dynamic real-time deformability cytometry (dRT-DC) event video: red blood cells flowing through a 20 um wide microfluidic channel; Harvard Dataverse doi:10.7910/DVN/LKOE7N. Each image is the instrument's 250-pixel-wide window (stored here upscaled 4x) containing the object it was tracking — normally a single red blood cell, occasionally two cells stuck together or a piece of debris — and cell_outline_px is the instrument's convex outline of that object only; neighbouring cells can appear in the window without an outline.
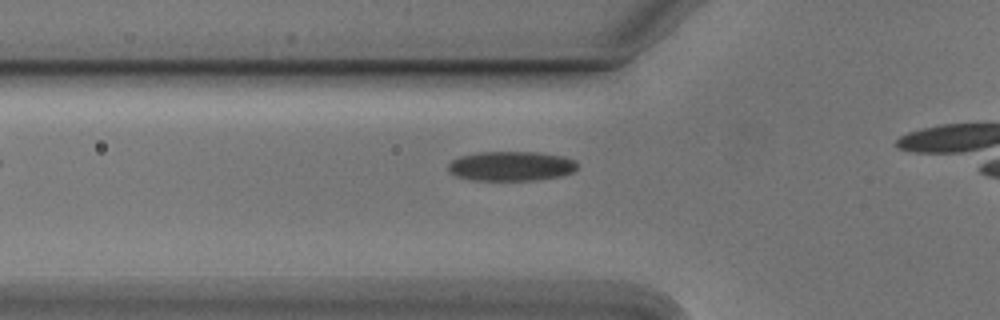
{"species": "Egyptian fruit bat (a non-hibernating species)", "species_latin": "Rousettus aegyptiacus", "temperature_condition": "cold", "stored_images_in_passage": 14, "camera_frame_rate_fps": 3000, "um_per_image_px": 0.085, "animal": {"sex": "male"}, "frame": {"image": 1, "passage_image": 2, "time_ms": 0.333, "image_size_px": [1000, 320], "cell_outline_px": [[576, 168], [572, 172], [560, 176], [532, 180], [472, 180], [456, 176], [448, 172], [448, 164], [452, 160], [460, 156], [480, 152], [536, 152], [564, 156], [576, 160]], "centroid_in_image_um": [43.42, 14.11], "position_along_channel_um": 82.4, "area_um2": 22.25}}
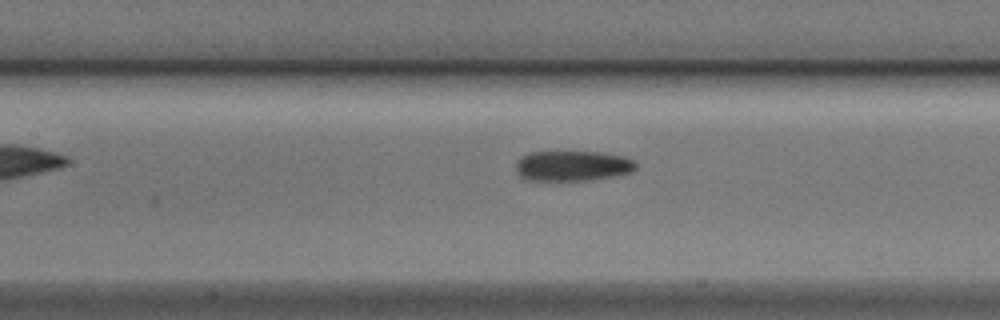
{"frame": {"image": 2, "passage_image": 8, "time_ms": 2.333, "image_size_px": [1000, 320], "cell_outline_px": [[636, 168], [632, 172], [592, 180], [524, 180], [520, 176], [516, 168], [516, 164], [528, 152], [600, 152], [624, 156], [632, 160], [636, 164]], "centroid_in_image_um": [48.68, 14.1], "position_along_channel_um": 158.7, "area_um2": 21.04}}
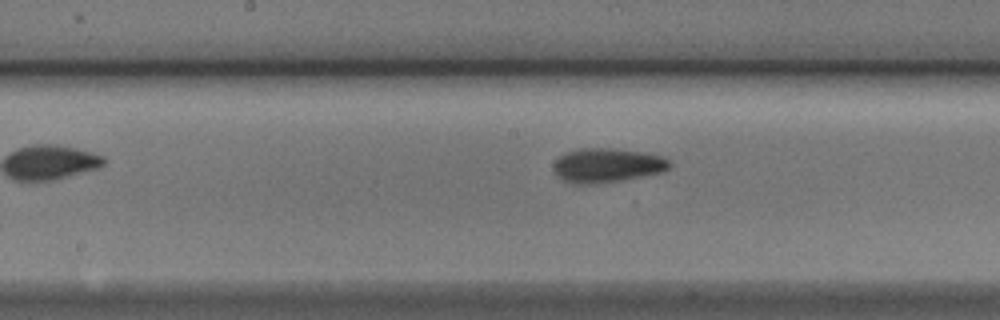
{"frame": {"image": 3, "passage_image": 11, "time_ms": 3.333, "image_size_px": [1000, 320], "cell_outline_px": [[672, 164], [664, 172], [620, 180], [592, 184], [576, 184], [564, 180], [556, 172], [556, 160], [560, 156], [568, 152], [584, 148], [608, 148], [640, 152], [660, 156], [668, 160]], "centroid_in_image_um": [51.65, 14.06], "position_along_channel_um": 196.6, "area_um2": 22.48}}